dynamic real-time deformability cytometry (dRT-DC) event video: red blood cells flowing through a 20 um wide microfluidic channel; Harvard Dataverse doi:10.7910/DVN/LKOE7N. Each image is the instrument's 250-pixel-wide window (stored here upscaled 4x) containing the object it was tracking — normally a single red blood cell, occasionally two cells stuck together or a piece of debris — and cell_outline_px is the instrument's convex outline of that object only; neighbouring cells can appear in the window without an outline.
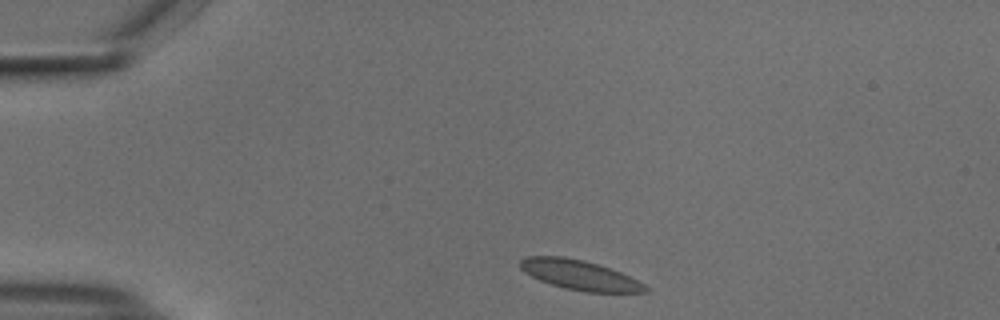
{"species": "common noctule bat (a hibernating species)", "species_latin": "Nyctalus noctula", "temperature_condition": "cold", "stored_images_in_passage": 44, "camera_frame_rate_fps": 3000, "um_per_image_px": 0.085, "animal": {"sex": "male", "body_mass_g": 18.8}, "frame": {"image": 1, "passage_image": 1, "time_ms": 0.0, "image_size_px": [1000, 320], "cell_outline_px": [[648, 292], [584, 292], [564, 288], [540, 280], [524, 272], [520, 268], [520, 260], [528, 256], [564, 256], [584, 260], [620, 272], [644, 284], [648, 288]], "centroid_in_image_um": [49.24, 23.37], "position_along_channel_um": 35.8, "area_um2": 21.44}}
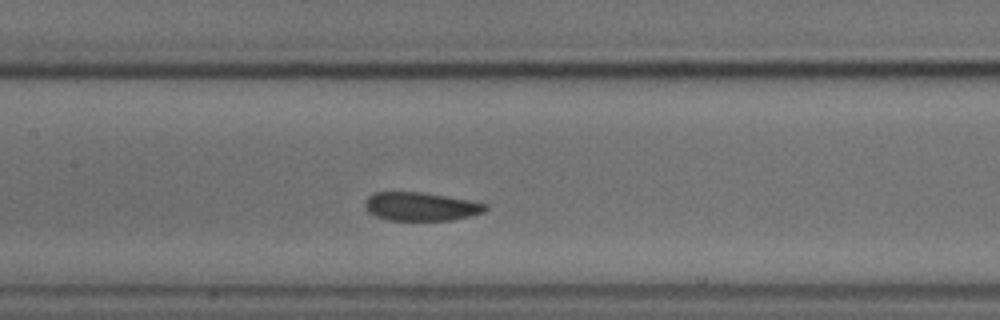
{"frame": {"image": 2, "passage_image": 16, "time_ms": 5.0, "image_size_px": [1000, 320], "cell_outline_px": [[488, 208], [484, 212], [472, 216], [452, 220], [388, 220], [376, 216], [368, 212], [364, 208], [364, 200], [368, 196], [376, 192], [420, 192], [468, 200], [488, 204]], "centroid_in_image_um": [35.76, 17.56], "position_along_channel_um": 171.6, "area_um2": 20.06}}
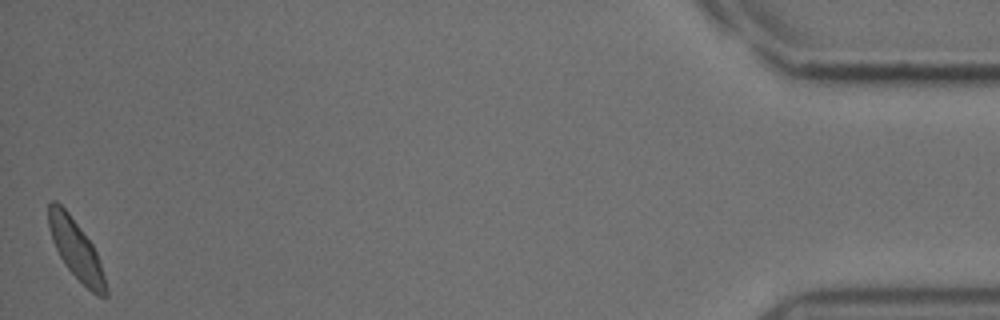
{"frame": {"image": 3, "passage_image": 44, "time_ms": 14.333, "image_size_px": [1000, 320], "cell_outline_px": [[108, 296], [96, 296], [64, 264], [52, 240], [48, 228], [48, 204], [52, 200], [56, 200], [68, 212], [92, 244], [96, 252], [108, 288]], "centroid_in_image_um": [6.45, 21.19], "position_along_channel_um": 428.8, "area_um2": 19.42}}